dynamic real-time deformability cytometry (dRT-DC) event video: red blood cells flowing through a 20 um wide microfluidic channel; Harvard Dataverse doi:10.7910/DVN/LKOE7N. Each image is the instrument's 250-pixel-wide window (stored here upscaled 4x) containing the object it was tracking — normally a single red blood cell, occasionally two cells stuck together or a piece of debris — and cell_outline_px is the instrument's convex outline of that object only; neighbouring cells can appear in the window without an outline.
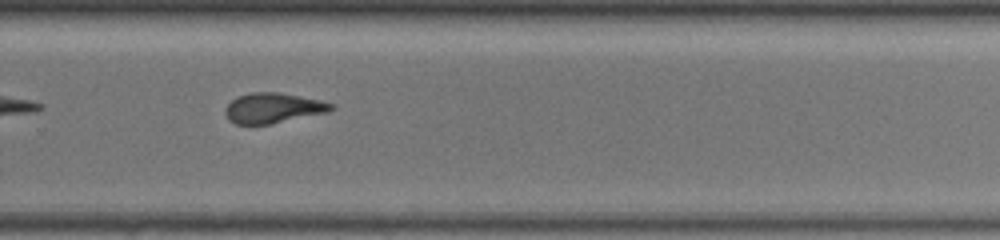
{"species": "common noctule bat (a hibernating species)", "species_latin": "Nyctalus noctula", "temperature_condition": "warm", "stored_images_in_passage": 35, "camera_frame_rate_fps": 3000, "um_per_image_px": 0.085, "animal": {"sex": "female", "body_mass_g": 19.5, "forearm_length_mm": 54.1}, "frame": {"image": 1, "passage_image": 20, "time_ms": 6.333, "image_size_px": [1000, 240], "cell_outline_px": [[336, 108], [328, 112], [272, 124], [236, 124], [228, 120], [224, 112], [224, 108], [236, 96], [252, 92], [280, 92], [320, 100], [336, 104]], "centroid_in_image_um": [23.22, 9.18], "position_along_channel_um": 306.6, "area_um2": 18.9}, "authors_computed_cell_mechanics": {"area_um2": 18.6694, "velocity_mm_per_s": 3.6505, "shape_relaxation_time_tau1_ms": 8.001, "shape_relaxation_time_tau2_ms": 4.0619, "deformation_change_tau1": 0.2005, "deformation_change_tau2": 0.1318}}